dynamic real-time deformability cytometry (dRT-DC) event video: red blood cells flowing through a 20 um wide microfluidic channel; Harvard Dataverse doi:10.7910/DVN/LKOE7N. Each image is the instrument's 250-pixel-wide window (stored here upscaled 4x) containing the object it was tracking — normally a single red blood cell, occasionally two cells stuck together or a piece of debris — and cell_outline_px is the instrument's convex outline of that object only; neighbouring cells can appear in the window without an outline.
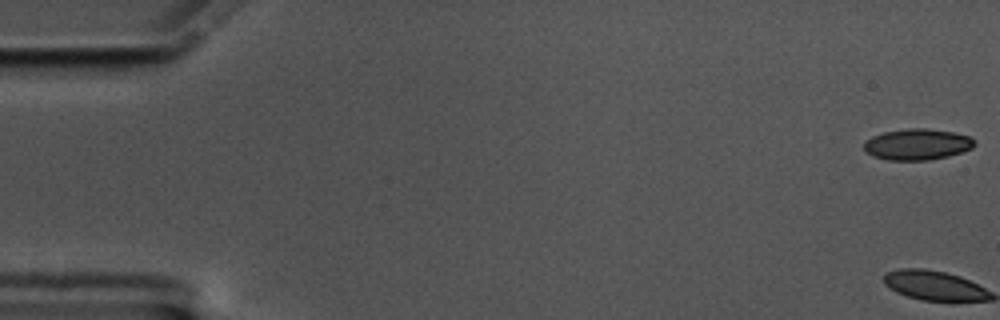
{"species": "common noctule bat (a hibernating species)", "species_latin": "Nyctalus noctula", "temperature_condition": "cold", "stored_images_in_passage": 59, "camera_frame_rate_fps": 3000, "um_per_image_px": 0.085, "animal": {"sex": "male", "body_mass_g": 17.5, "forearm_length_mm": 52.3}, "frame": {"image": 1, "passage_image": 1, "time_ms": 0.0, "image_size_px": [1000, 320], "cell_outline_px": [[976, 144], [972, 148], [948, 156], [928, 160], [888, 160], [872, 156], [864, 148], [864, 140], [872, 136], [884, 132], [908, 128], [928, 128], [952, 132], [968, 136], [976, 140]], "centroid_in_image_um": [77.96, 12.26], "position_along_channel_um": 7.0, "area_um2": 20.06}}
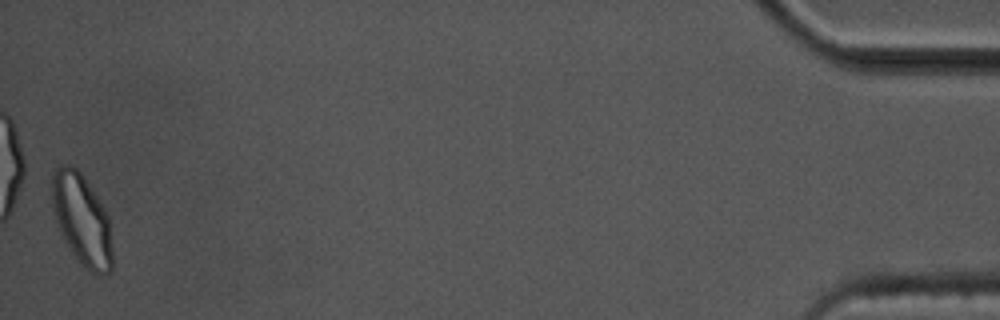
{"frame": {"image": 2, "passage_image": 59, "time_ms": 19.333, "image_size_px": [1000, 320], "cell_outline_px": [[112, 272], [104, 276], [100, 276], [92, 272], [80, 264], [64, 240], [56, 220], [52, 204], [52, 172], [60, 164], [68, 164], [76, 168], [80, 172], [104, 208], [108, 216], [112, 248]], "centroid_in_image_um": [6.96, 18.7], "position_along_channel_um": 428.2, "area_um2": 31.96}, "authors_computed_cell_mechanics": {"area_um2": 20.23, "velocity_mm_per_s": 3.4732, "shape_relaxation_time_tau1_ms": 3.2946, "shape_relaxation_time_tau2_ms": 1.8646, "deformation_change_tau1": 0.0979, "deformation_change_tau2": 0.0625}}